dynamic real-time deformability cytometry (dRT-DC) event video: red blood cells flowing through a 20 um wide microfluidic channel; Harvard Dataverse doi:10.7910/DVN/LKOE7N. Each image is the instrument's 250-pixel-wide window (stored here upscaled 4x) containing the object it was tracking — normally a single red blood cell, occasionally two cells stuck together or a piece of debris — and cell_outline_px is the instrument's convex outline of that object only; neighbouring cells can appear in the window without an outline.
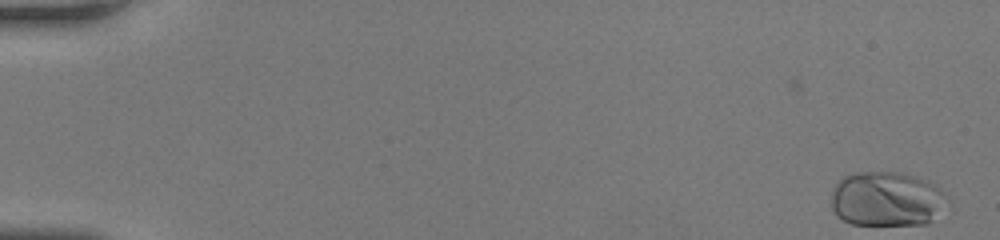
{"species": "human", "species_latin": "Homo sapiens", "temperature_condition": "room temperature", "stored_images_in_passage": 50, "camera_frame_rate_fps": 3000, "um_per_image_px": 0.085, "donor": {"sex": "female"}, "frame": {"image": 1, "passage_image": 1, "time_ms": 0.0, "image_size_px": [1000, 240], "cell_outline_px": [[940, 192], [928, 224], [852, 224], [836, 216], [832, 208], [832, 192], [836, 184], [844, 176], [852, 172], [900, 172], [916, 176], [928, 180], [940, 188]], "centroid_in_image_um": [75.18, 16.88], "position_along_channel_um": 9.8, "area_um2": 35.55}}
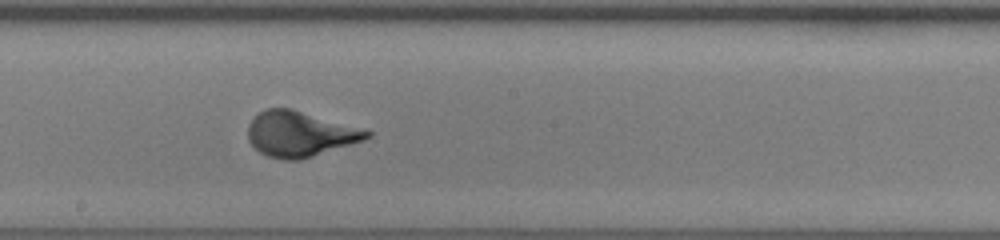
{"frame": {"image": 2, "passage_image": 29, "time_ms": 9.333, "image_size_px": [1000, 240], "cell_outline_px": [[372, 136], [364, 140], [300, 160], [284, 160], [268, 156], [260, 152], [248, 140], [248, 124], [252, 116], [268, 108], [288, 108], [372, 132]], "centroid_in_image_um": [25.43, 11.4], "position_along_channel_um": 222.8, "area_um2": 30.81}}
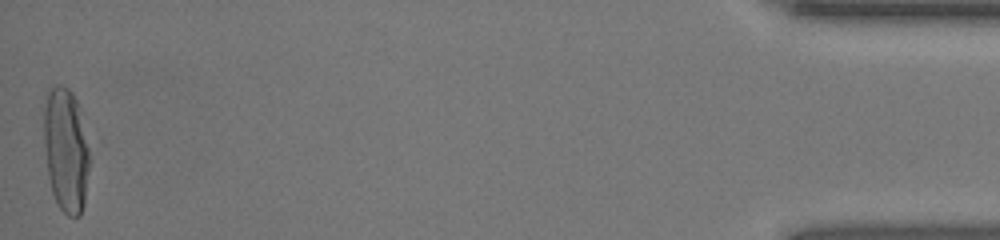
{"frame": {"image": 3, "passage_image": 50, "time_ms": 16.333, "image_size_px": [1000, 240], "cell_outline_px": [[92, 144], [84, 204], [80, 216], [68, 216], [60, 208], [52, 192], [48, 176], [44, 148], [40, 104], [48, 88], [56, 84], [60, 84], [68, 88], [72, 92], [80, 108]], "centroid_in_image_um": [5.59, 12.61], "position_along_channel_um": 429.6, "area_um2": 35.08}}